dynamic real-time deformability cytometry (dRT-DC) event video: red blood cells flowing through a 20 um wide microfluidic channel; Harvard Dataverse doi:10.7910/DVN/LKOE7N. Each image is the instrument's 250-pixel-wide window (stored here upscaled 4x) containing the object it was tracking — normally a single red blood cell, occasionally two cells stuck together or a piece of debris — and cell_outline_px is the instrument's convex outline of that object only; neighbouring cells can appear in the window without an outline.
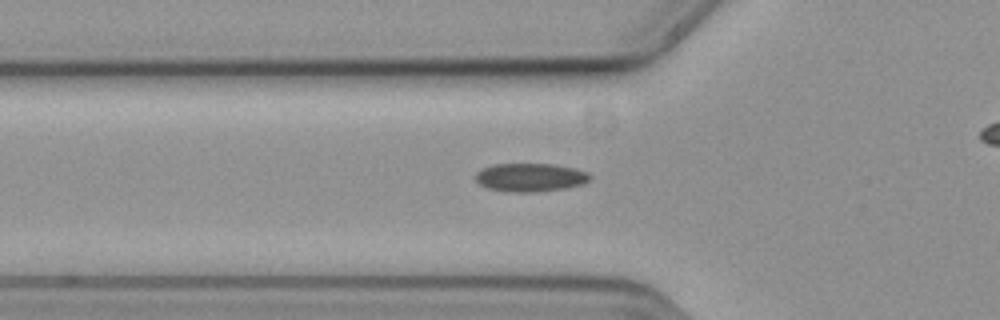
{"species": "common noctule bat (a hibernating species)", "species_latin": "Nyctalus noctula", "temperature_condition": "cold", "stored_images_in_passage": 29, "camera_frame_rate_fps": 3000, "um_per_image_px": 0.085, "animal": {"sex": "female", "body_mass_g": 19.3, "forearm_length_mm": 54.1}, "frame": {"image": 1, "passage_image": 2, "time_ms": 0.333, "image_size_px": [1000, 320], "cell_outline_px": [[592, 176], [584, 184], [564, 188], [536, 192], [516, 192], [488, 188], [480, 184], [476, 180], [476, 172], [492, 164], [552, 164], [576, 168], [588, 172]], "centroid_in_image_um": [45.11, 15.07], "position_along_channel_um": 80.7, "area_um2": 18.84}}
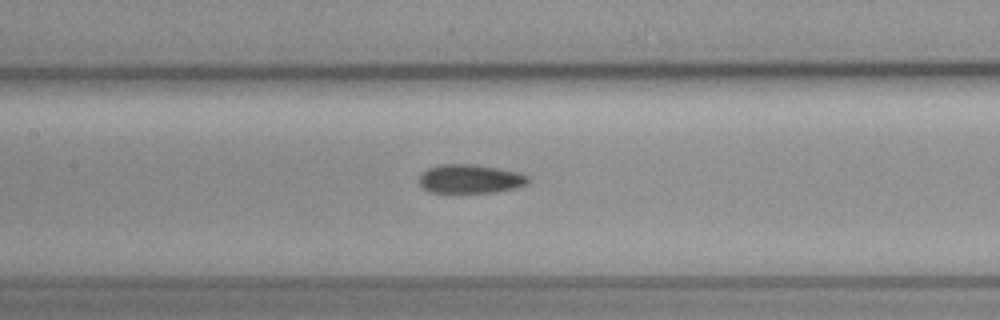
{"frame": {"image": 2, "passage_image": 9, "time_ms": 2.667, "image_size_px": [1000, 320], "cell_outline_px": [[532, 180], [528, 184], [516, 188], [496, 192], [428, 192], [420, 184], [420, 176], [428, 168], [440, 164], [476, 164], [520, 172], [528, 176]], "centroid_in_image_um": [40.03, 15.2], "position_along_channel_um": 167.4, "area_um2": 18.44}}
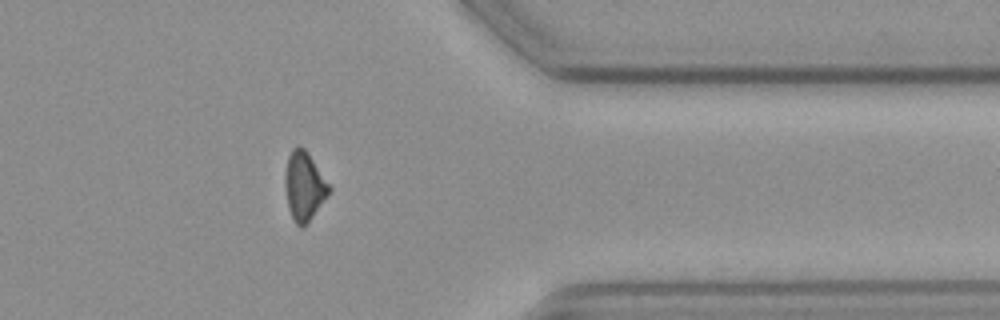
{"frame": {"image": 3, "passage_image": 28, "time_ms": 9.0, "image_size_px": [1000, 320], "cell_outline_px": [[332, 188], [308, 224], [304, 228], [300, 228], [296, 224], [288, 208], [284, 188], [284, 172], [288, 156], [292, 148], [300, 144], [304, 148]], "centroid_in_image_um": [25.82, 15.84], "position_along_channel_um": 385.6, "area_um2": 17.8}}